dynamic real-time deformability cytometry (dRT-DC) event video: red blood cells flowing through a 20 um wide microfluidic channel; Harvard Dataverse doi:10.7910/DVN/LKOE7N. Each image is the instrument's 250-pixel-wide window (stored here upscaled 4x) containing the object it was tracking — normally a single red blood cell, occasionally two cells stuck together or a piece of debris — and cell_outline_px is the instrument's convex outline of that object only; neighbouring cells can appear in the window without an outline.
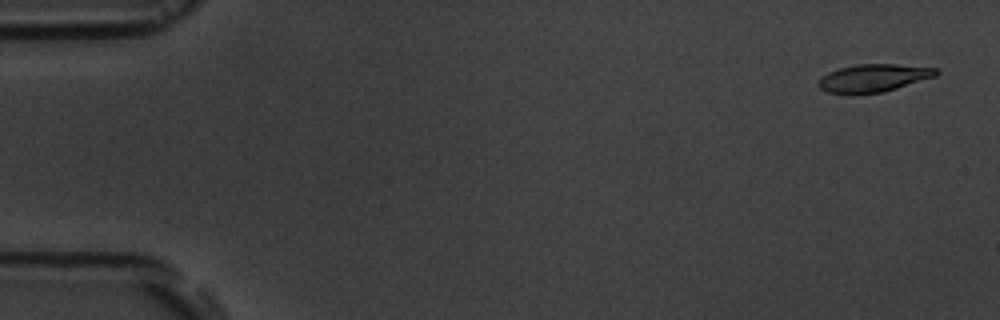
{"species": "common noctule bat (a hibernating species)", "species_latin": "Nyctalus noctula", "temperature_condition": "room temperature", "stored_images_in_passage": 3, "camera_frame_rate_fps": 3000, "um_per_image_px": 0.085, "animal": {"sex": "male", "body_mass_g": 19.5, "forearm_length_mm": 54.6}, "frame": {"image": 1, "passage_image": 1, "time_ms": 0.0, "image_size_px": [1000, 320], "cell_outline_px": [[940, 72], [936, 76], [884, 92], [828, 92], [820, 88], [816, 84], [816, 80], [820, 76], [828, 72], [840, 68], [856, 64], [896, 64], [936, 68]], "centroid_in_image_um": [74.24, 6.6], "position_along_channel_um": 10.8, "area_um2": 18.79}}